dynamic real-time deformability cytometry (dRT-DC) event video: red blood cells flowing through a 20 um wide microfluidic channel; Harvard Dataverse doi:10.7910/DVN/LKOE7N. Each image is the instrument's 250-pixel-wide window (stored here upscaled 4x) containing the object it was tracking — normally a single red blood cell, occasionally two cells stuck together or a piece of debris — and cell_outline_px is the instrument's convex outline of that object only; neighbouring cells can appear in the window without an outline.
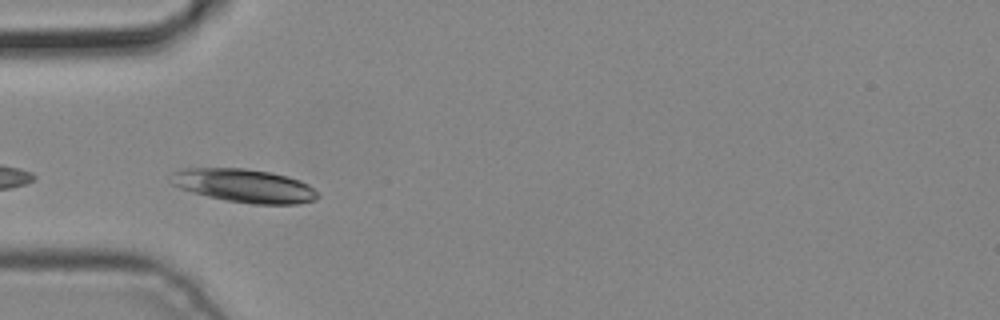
{"species": "common noctule bat (a hibernating species)", "species_latin": "Nyctalus noctula", "temperature_condition": "cold", "stored_images_in_passage": 2, "camera_frame_rate_fps": 3000, "um_per_image_px": 0.085, "animal": {"sex": "male", "body_mass_g": 19.2, "forearm_length_mm": 51.8}, "frame": {"image": 1, "passage_image": 2, "time_ms": 0.333, "image_size_px": [1000, 320], "cell_outline_px": [[320, 196], [316, 200], [296, 204], [252, 204], [228, 200], [208, 196], [180, 188], [172, 184], [172, 172], [184, 168], [244, 168], [272, 172], [288, 176], [300, 180], [308, 184]], "centroid_in_image_um": [20.8, 15.78], "position_along_channel_um": 64.2, "area_um2": 28.5}}